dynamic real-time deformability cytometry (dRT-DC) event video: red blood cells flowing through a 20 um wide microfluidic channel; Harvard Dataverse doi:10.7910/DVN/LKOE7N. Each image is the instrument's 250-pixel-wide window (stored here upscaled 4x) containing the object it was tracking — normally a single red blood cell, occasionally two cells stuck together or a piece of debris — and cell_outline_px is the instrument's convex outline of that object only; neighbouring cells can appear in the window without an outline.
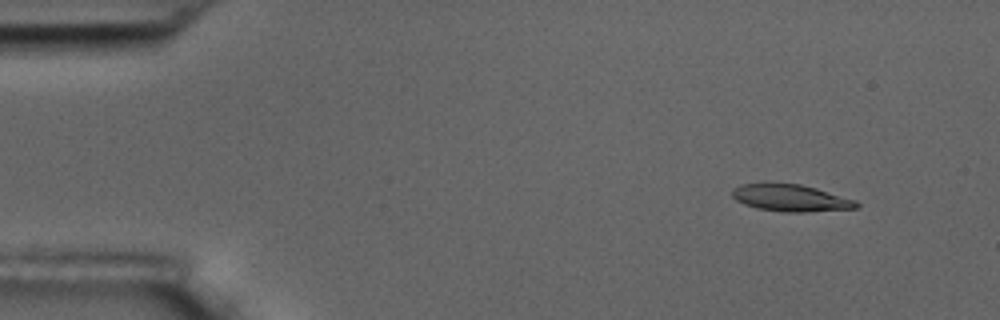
{"species": "common noctule bat (a hibernating species)", "species_latin": "Nyctalus noctula", "temperature_condition": "room temperature", "stored_images_in_passage": 53, "camera_frame_rate_fps": 3000, "um_per_image_px": 0.085, "animal": {"sex": "male", "body_mass_g": 17.5, "forearm_length_mm": 52.3}, "frame": {"image": 1, "passage_image": 2, "time_ms": 0.333, "image_size_px": [1000, 320], "cell_outline_px": [[860, 204], [856, 208], [804, 212], [784, 212], [756, 208], [744, 204], [736, 200], [732, 196], [732, 188], [740, 184], [800, 184], [816, 188], [856, 200]], "centroid_in_image_um": [67.2, 16.83], "position_along_channel_um": 17.8, "area_um2": 19.31}}
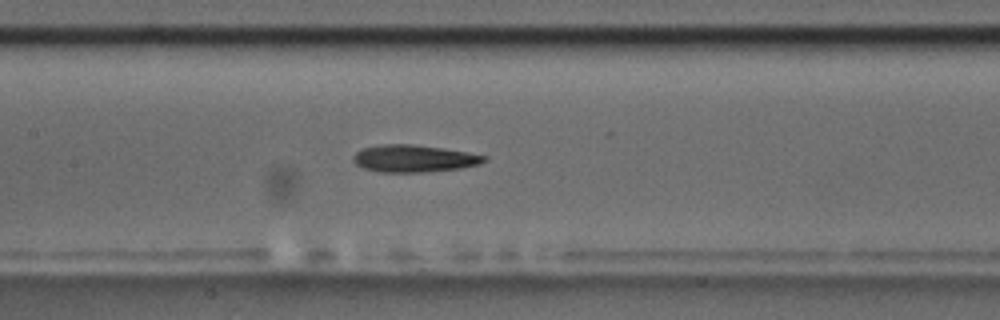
{"frame": {"image": 2, "passage_image": 23, "time_ms": 7.333, "image_size_px": [1000, 320], "cell_outline_px": [[488, 160], [480, 164], [460, 168], [424, 172], [380, 172], [364, 168], [356, 164], [352, 160], [352, 156], [360, 148], [380, 144], [412, 144], [444, 148], [468, 152], [488, 156]], "centroid_in_image_um": [35.18, 13.46], "position_along_channel_um": 172.2, "area_um2": 20.98}}
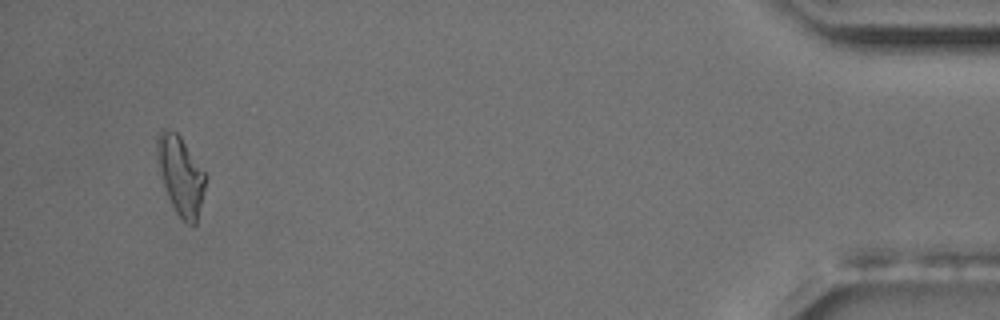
{"frame": {"image": 3, "passage_image": 50, "time_ms": 16.333, "image_size_px": [1000, 320], "cell_outline_px": [[208, 176], [196, 224], [188, 224], [176, 212], [168, 196], [156, 160], [156, 136], [160, 128], [164, 128], [176, 132], [180, 136]], "centroid_in_image_um": [15.35, 14.85], "position_along_channel_um": 419.8, "area_um2": 22.2}, "authors_computed_cell_mechanics": {"area_um2": 20.2878, "velocity_mm_per_s": 3.5864, "shape_relaxation_time_tau1_ms": 4.8708, "shape_relaxation_time_tau2_ms": null, "deformation_change_tau1": 0.1994, "deformation_change_tau2": null}}